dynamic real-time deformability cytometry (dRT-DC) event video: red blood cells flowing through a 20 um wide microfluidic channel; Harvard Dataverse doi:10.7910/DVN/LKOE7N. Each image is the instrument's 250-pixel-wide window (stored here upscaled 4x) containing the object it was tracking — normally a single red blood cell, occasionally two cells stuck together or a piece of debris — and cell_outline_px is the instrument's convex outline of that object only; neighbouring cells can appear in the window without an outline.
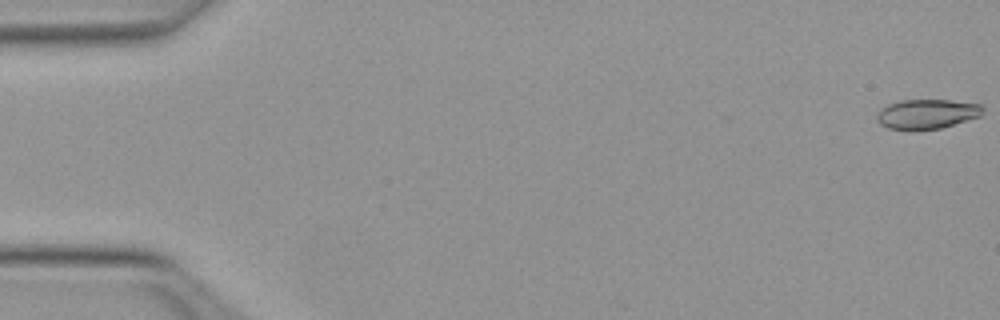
{"species": "Egyptian fruit bat (a non-hibernating species)", "species_latin": "Rousettus aegyptiacus", "temperature_condition": "warm", "stored_images_in_passage": 40, "camera_frame_rate_fps": 3000, "um_per_image_px": 0.085, "animal": {"sex": "female"}, "frame": {"image": 1, "passage_image": 1, "time_ms": 0.0, "image_size_px": [1000, 320], "cell_outline_px": [[984, 108], [980, 116], [940, 128], [912, 132], [888, 128], [880, 124], [876, 120], [876, 116], [888, 104], [900, 100], [952, 100], [984, 104]], "centroid_in_image_um": [78.79, 9.71], "position_along_channel_um": 6.2, "area_um2": 18.61}}
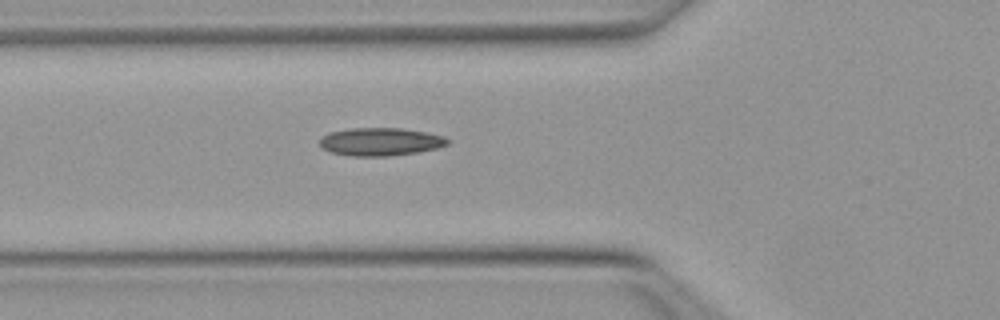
{"frame": {"image": 2, "passage_image": 19, "time_ms": 6.0, "image_size_px": [1000, 320], "cell_outline_px": [[448, 144], [436, 148], [420, 152], [388, 156], [352, 156], [332, 152], [324, 148], [320, 144], [320, 136], [328, 132], [348, 128], [400, 128], [424, 132], [444, 136], [448, 140]], "centroid_in_image_um": [32.31, 12.04], "position_along_channel_um": 93.5, "area_um2": 20.81}}
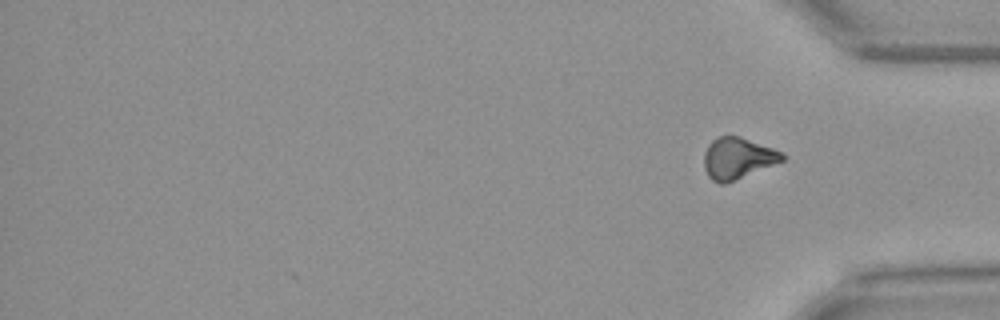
{"frame": {"image": 3, "passage_image": 40, "time_ms": 13.0, "image_size_px": [1000, 320], "cell_outline_px": [[784, 160], [724, 184], [720, 184], [712, 180], [708, 176], [704, 168], [704, 152], [708, 144], [712, 140], [720, 136], [740, 136], [772, 148], [780, 152], [784, 156]], "centroid_in_image_um": [62.65, 13.44], "position_along_channel_um": 372.5, "area_um2": 18.55}, "authors_computed_cell_mechanics": {"area_um2": 19.1607, "velocity_mm_per_s": 4.0186, "shape_relaxation_time_tau1_ms": null, "shape_relaxation_time_tau2_ms": 2.8453, "deformation_change_tau1": null, "deformation_change_tau2": 0.0944}}